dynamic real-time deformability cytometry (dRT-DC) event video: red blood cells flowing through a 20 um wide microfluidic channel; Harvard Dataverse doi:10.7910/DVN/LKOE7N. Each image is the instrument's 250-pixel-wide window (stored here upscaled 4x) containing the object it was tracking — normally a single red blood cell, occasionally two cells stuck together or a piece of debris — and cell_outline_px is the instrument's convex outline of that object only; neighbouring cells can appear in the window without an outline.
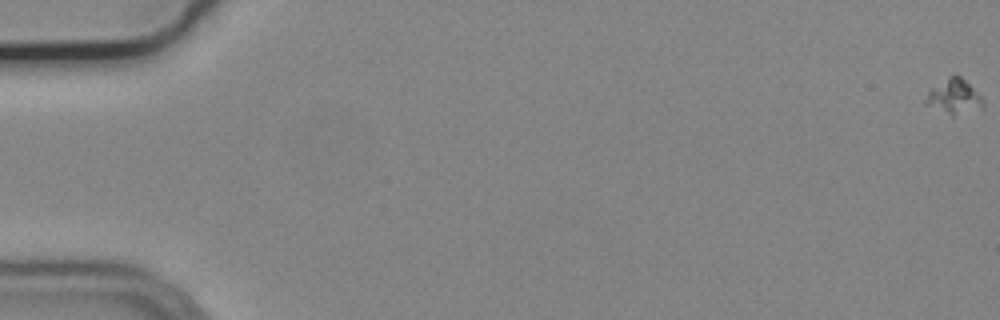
{"species": "common noctule bat (a hibernating species)", "species_latin": "Nyctalus noctula", "temperature_condition": "cold", "stored_images_in_passage": 14, "camera_frame_rate_fps": 3000, "um_per_image_px": 0.085, "animal": {"sex": "male", "body_mass_g": 19.2, "forearm_length_mm": 51.8}, "frame": {"image": 1, "passage_image": 1, "time_ms": 0.0, "image_size_px": [1000, 320], "cell_outline_px": [[984, 108], [952, 116], [924, 104], [924, 100], [928, 92], [932, 88], [948, 76], [960, 76], [984, 100]], "centroid_in_image_um": [81.08, 8.25], "position_along_channel_um": 3.9, "area_um2": 11.44}}
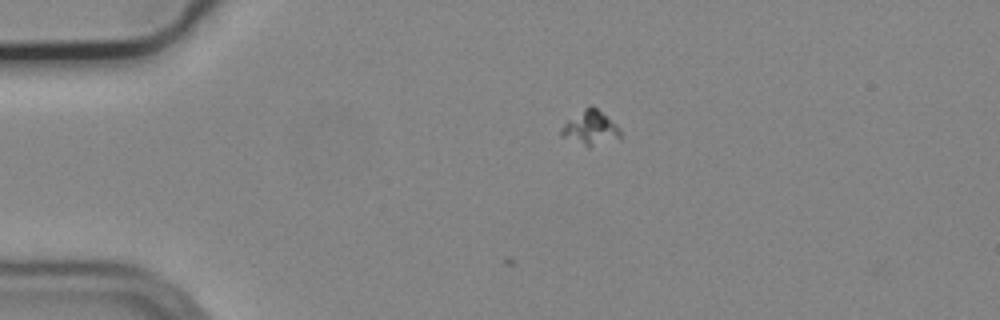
{"frame": {"image": 2, "passage_image": 14, "time_ms": 4.333, "image_size_px": [1000, 320], "cell_outline_px": [[620, 140], [588, 148], [560, 136], [560, 128], [568, 120], [588, 104], [592, 104], [616, 124], [620, 128]], "centroid_in_image_um": [50.19, 10.9], "position_along_channel_um": 34.8, "area_um2": 12.25}}